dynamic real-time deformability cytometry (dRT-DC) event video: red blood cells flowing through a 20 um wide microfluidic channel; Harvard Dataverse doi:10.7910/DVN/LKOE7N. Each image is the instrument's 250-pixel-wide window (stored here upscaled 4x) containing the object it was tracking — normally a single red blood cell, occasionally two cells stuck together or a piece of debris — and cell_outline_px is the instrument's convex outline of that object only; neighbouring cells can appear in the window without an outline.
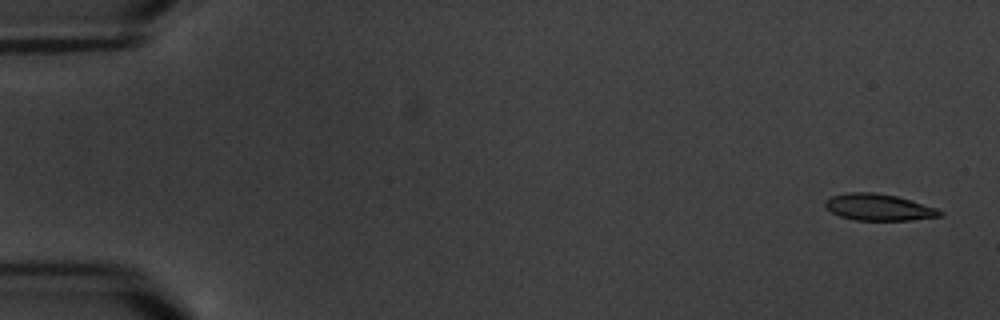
{"species": "common noctule bat (a hibernating species)", "species_latin": "Nyctalus noctula", "temperature_condition": "warm", "stored_images_in_passage": 5, "camera_frame_rate_fps": 3000, "um_per_image_px": 0.085, "animal": {"sex": "male", "body_mass_g": 20.1, "forearm_length_mm": 53.5}, "frame": {"image": 1, "passage_image": 1, "time_ms": 0.0, "image_size_px": [1000, 320], "cell_outline_px": [[944, 216], [912, 220], [856, 220], [840, 216], [824, 208], [824, 204], [832, 196], [848, 192], [872, 192], [896, 196], [936, 208], [944, 212]], "centroid_in_image_um": [74.7, 17.62], "position_along_channel_um": 10.3, "area_um2": 17.69}}
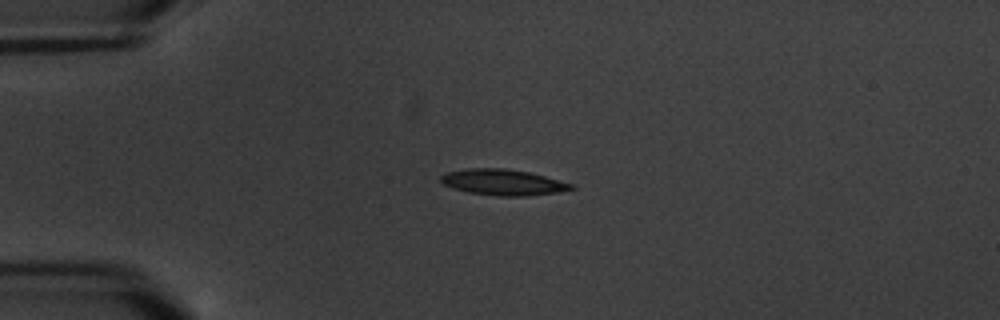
{"frame": {"image": 2, "passage_image": 4, "time_ms": 4.333, "image_size_px": [1000, 320], "cell_outline_px": [[576, 188], [556, 192], [528, 196], [496, 196], [468, 192], [452, 188], [444, 184], [440, 180], [440, 176], [444, 172], [468, 168], [504, 168], [528, 172], [544, 176], [572, 184]], "centroid_in_image_um": [42.7, 15.49], "position_along_channel_um": 42.3, "area_um2": 19.65}}